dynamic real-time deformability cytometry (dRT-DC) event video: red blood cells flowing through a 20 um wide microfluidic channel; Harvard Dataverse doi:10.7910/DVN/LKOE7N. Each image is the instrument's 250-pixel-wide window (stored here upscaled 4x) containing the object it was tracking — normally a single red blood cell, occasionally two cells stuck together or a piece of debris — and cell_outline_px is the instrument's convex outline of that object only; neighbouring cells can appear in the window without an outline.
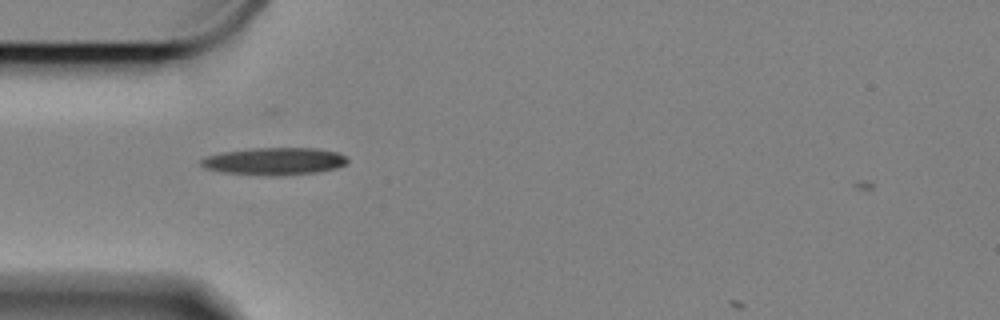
{"species": "Egyptian fruit bat (a non-hibernating species)", "species_latin": "Rousettus aegyptiacus", "temperature_condition": "cold", "stored_images_in_passage": 43, "camera_frame_rate_fps": 3000, "um_per_image_px": 0.085, "animal": {"sex": "female"}, "frame": {"image": 1, "passage_image": 5, "time_ms": 1.333, "image_size_px": [1000, 320], "cell_outline_px": [[348, 164], [336, 168], [316, 172], [280, 176], [268, 176], [224, 172], [204, 168], [200, 164], [200, 160], [208, 156], [224, 152], [256, 148], [316, 148], [340, 152], [348, 156]], "centroid_in_image_um": [23.4, 13.71], "position_along_channel_um": 61.6, "area_um2": 23.47}}
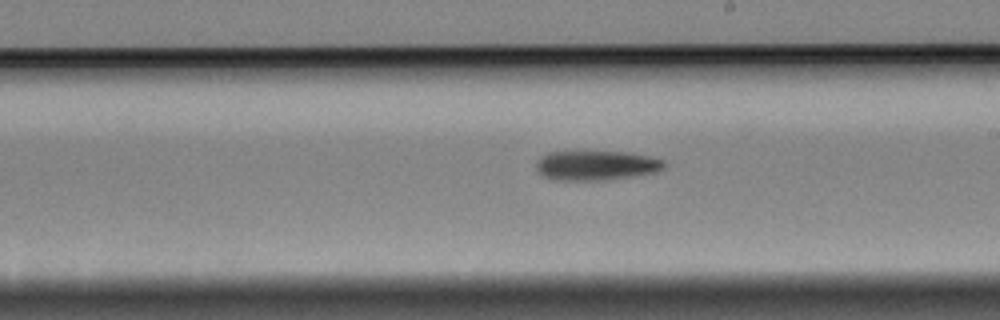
{"frame": {"image": 2, "passage_image": 21, "time_ms": 6.667, "image_size_px": [1000, 320], "cell_outline_px": [[664, 168], [656, 172], [636, 176], [608, 180], [552, 180], [544, 176], [536, 168], [536, 160], [540, 156], [548, 152], [584, 148], [632, 152], [664, 160]], "centroid_in_image_um": [50.64, 14.0], "position_along_channel_um": 238.4, "area_um2": 23.47}}
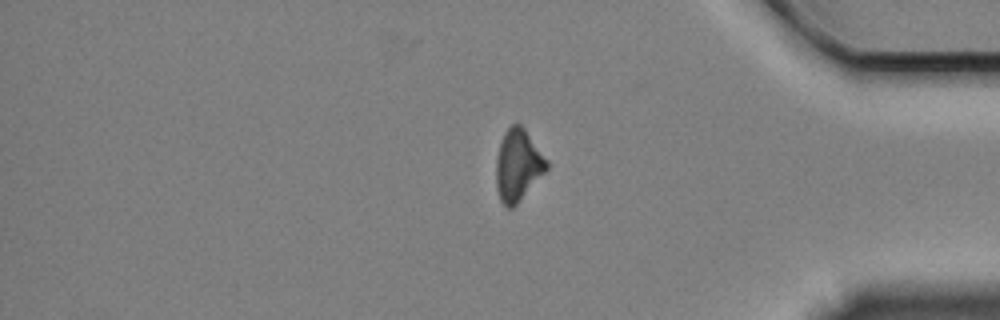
{"frame": {"image": 3, "passage_image": 37, "time_ms": 12.0, "image_size_px": [1000, 320], "cell_outline_px": [[548, 168], [516, 204], [512, 208], [508, 208], [500, 200], [496, 188], [496, 156], [504, 132], [512, 124], [520, 124], [524, 128], [548, 160]], "centroid_in_image_um": [44.01, 14.03], "position_along_channel_um": 391.2, "area_um2": 20.87}}